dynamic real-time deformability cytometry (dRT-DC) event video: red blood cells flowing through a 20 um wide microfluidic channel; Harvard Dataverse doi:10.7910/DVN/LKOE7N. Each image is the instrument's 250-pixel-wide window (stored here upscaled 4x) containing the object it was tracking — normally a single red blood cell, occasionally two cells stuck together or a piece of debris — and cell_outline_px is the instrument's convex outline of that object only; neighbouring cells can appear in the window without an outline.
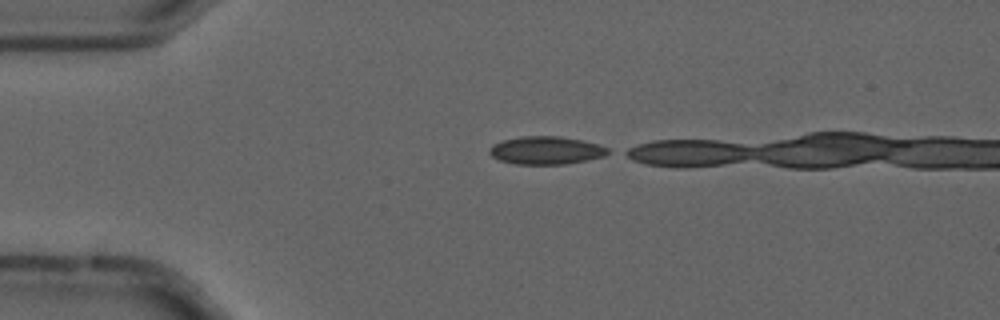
{"species": "common noctule bat (a hibernating species)", "species_latin": "Nyctalus noctula", "temperature_condition": "cold", "stored_images_in_passage": 5, "camera_frame_rate_fps": 3000, "um_per_image_px": 0.085, "animal": {"sex": "male", "forearm_length_mm": 52.5}, "frame": {"image": 1, "passage_image": 1, "time_ms": 0.0, "image_size_px": [1000, 320], "cell_outline_px": [[612, 152], [604, 156], [564, 164], [516, 164], [500, 160], [492, 156], [488, 152], [488, 148], [492, 144], [504, 140], [520, 136], [560, 136], [600, 144], [608, 148]], "centroid_in_image_um": [46.41, 12.77], "position_along_channel_um": 38.6, "area_um2": 19.31}}